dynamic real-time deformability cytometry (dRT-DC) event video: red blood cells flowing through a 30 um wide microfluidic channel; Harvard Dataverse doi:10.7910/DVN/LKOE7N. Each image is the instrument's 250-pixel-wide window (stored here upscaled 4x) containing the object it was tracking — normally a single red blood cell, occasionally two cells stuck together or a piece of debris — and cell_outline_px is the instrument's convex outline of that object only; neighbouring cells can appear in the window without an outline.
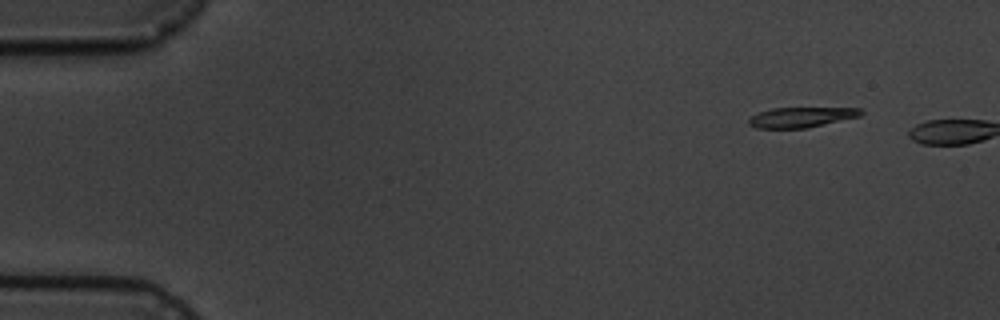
{"species": "common noctule bat (a hibernating species)", "species_latin": "Nyctalus noctula", "temperature_condition": "cold", "stored_images_in_passage": 2, "camera_frame_rate_fps": 3000, "um_per_image_px": 0.085, "animal": {"sex": "male", "body_mass_g": 19.5, "forearm_length_mm": 54.6}, "frame": {"image": 1, "passage_image": 1, "time_ms": 0.0, "image_size_px": [1000, 320], "cell_outline_px": [[864, 112], [860, 116], [808, 128], [756, 128], [748, 124], [748, 120], [752, 116], [760, 112], [772, 108], [860, 108]], "centroid_in_image_um": [68.11, 9.97], "position_along_channel_um": 16.9, "area_um2": 13.12}}